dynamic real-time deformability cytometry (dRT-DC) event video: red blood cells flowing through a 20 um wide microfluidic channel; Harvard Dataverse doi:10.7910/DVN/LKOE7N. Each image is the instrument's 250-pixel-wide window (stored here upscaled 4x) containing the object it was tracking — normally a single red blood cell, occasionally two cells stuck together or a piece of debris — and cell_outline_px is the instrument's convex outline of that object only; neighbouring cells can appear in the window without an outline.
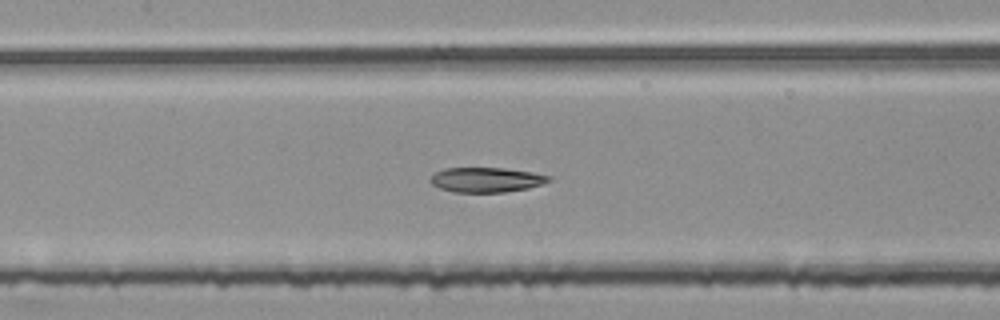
{"species": "common noctule bat (a hibernating species)", "species_latin": "Nyctalus noctula", "temperature_condition": "room temperature", "stored_images_in_passage": 54, "segment_of_instrument_passage": [2, 2], "camera_frame_rate_fps": 3000, "um_per_image_px": 0.085, "animal": {"sex": "female", "body_mass_g": 25.1}, "frame": {"image": 1, "passage_image": 26, "time_ms": 8.333, "image_size_px": [1000, 320], "cell_outline_px": [[552, 180], [528, 188], [504, 192], [452, 192], [440, 188], [432, 184], [428, 180], [436, 172], [444, 168], [504, 168], [532, 172], [552, 176]], "centroid_in_image_um": [41.33, 15.28], "position_along_channel_um": 166.1, "area_um2": 17.11}}
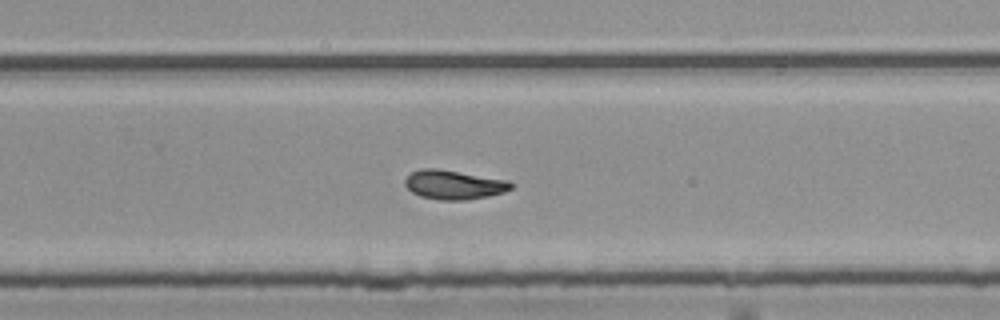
{"frame": {"image": 2, "passage_image": 36, "time_ms": 11.667, "image_size_px": [1000, 320], "cell_outline_px": [[516, 184], [512, 188], [504, 192], [488, 196], [464, 200], [440, 200], [420, 196], [412, 192], [404, 184], [404, 180], [412, 172], [420, 168], [436, 168], [508, 180]], "centroid_in_image_um": [38.59, 15.7], "position_along_channel_um": 291.2, "area_um2": 18.03}}
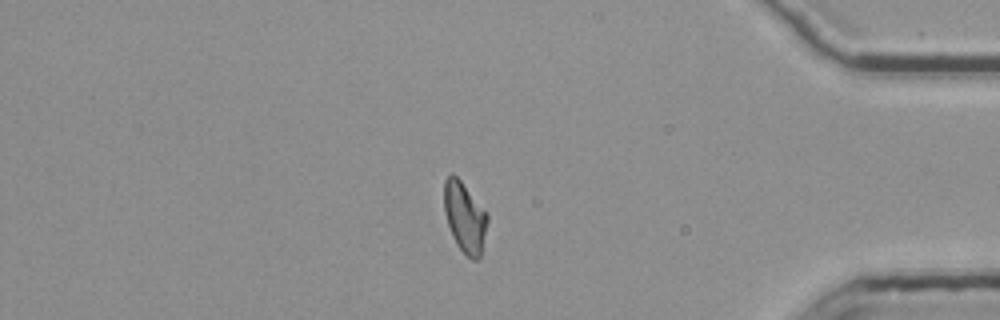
{"frame": {"image": 3, "passage_image": 47, "time_ms": 15.333, "image_size_px": [1000, 320], "cell_outline_px": [[488, 220], [480, 256], [476, 260], [472, 260], [456, 244], [452, 236], [444, 212], [444, 180], [452, 172], [460, 180], [488, 212]], "centroid_in_image_um": [39.5, 18.44], "position_along_channel_um": 395.7, "area_um2": 17.74}}